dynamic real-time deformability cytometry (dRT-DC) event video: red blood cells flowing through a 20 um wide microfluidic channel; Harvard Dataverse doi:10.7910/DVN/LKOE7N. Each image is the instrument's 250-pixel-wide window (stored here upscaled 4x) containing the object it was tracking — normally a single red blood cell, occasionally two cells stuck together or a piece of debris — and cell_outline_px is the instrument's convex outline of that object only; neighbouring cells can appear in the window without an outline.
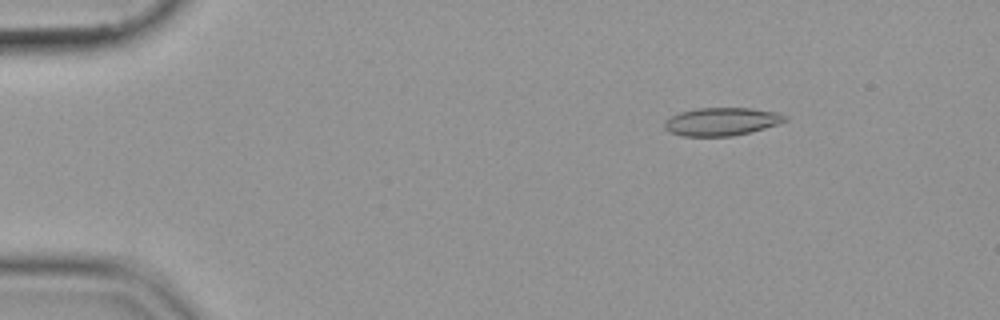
{"species": "common noctule bat (a hibernating species)", "species_latin": "Nyctalus noctula", "temperature_condition": "cold", "stored_images_in_passage": 49, "camera_frame_rate_fps": 3000, "um_per_image_px": 0.085, "animal": {"sex": "female", "body_mass_g": 19.9}, "frame": {"image": 1, "passage_image": 3, "time_ms": 0.667, "image_size_px": [1000, 320], "cell_outline_px": [[788, 120], [780, 124], [752, 132], [732, 136], [680, 136], [668, 132], [664, 128], [664, 120], [680, 112], [696, 108], [752, 108], [780, 112], [788, 116]], "centroid_in_image_um": [61.38, 10.34], "position_along_channel_um": 23.6, "area_um2": 20.11}}
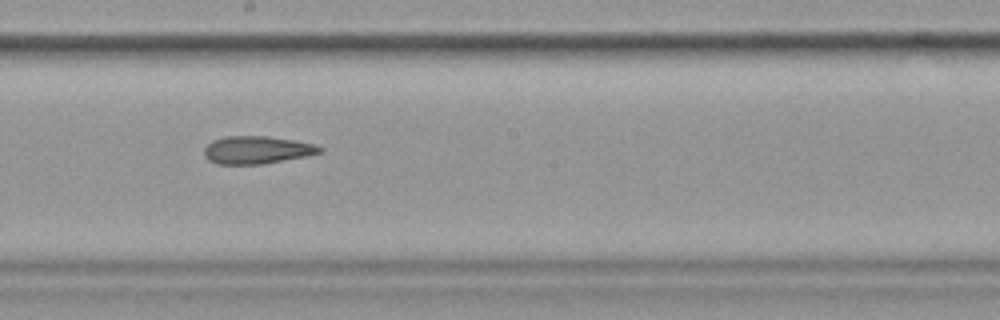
{"frame": {"image": 2, "passage_image": 26, "time_ms": 8.333, "image_size_px": [1000, 320], "cell_outline_px": [[324, 148], [320, 152], [308, 156], [264, 164], [216, 164], [208, 160], [204, 156], [204, 148], [212, 140], [224, 136], [268, 136], [316, 144]], "centroid_in_image_um": [21.83, 12.75], "position_along_channel_um": 226.4, "area_um2": 18.84}}
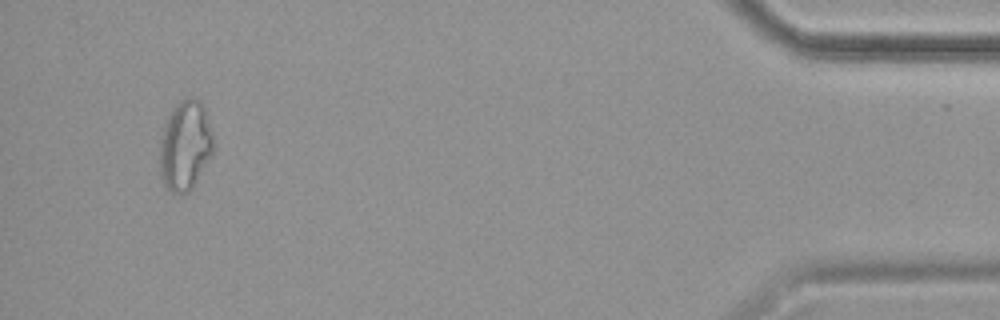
{"frame": {"image": 3, "passage_image": 47, "time_ms": 15.333, "image_size_px": [1000, 320], "cell_outline_px": [[216, 148], [212, 156], [192, 188], [188, 192], [172, 192], [168, 188], [160, 176], [160, 140], [164, 124], [172, 108], [184, 96], [196, 96], [204, 104], [212, 132]], "centroid_in_image_um": [15.78, 12.3], "position_along_channel_um": 419.4, "area_um2": 28.61}}